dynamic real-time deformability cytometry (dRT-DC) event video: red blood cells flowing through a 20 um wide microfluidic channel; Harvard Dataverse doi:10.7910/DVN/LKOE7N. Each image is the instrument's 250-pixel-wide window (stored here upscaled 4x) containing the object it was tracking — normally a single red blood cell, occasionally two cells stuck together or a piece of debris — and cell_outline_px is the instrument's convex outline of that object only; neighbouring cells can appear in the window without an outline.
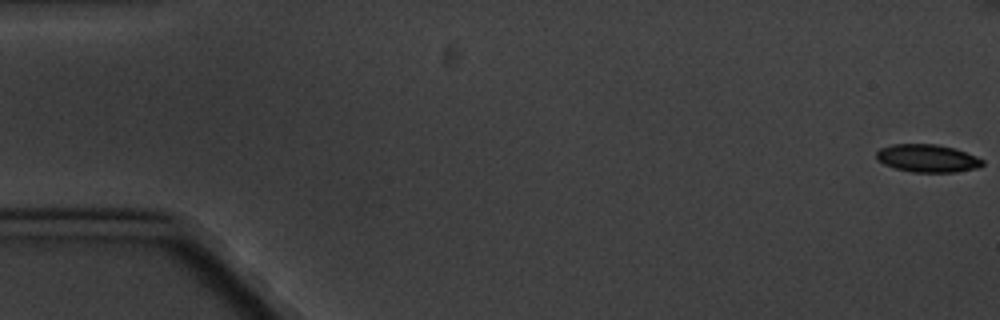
{"species": "common noctule bat (a hibernating species)", "species_latin": "Nyctalus noctula", "temperature_condition": "cold", "stored_images_in_passage": 5, "camera_frame_rate_fps": 3000, "um_per_image_px": 0.085, "animal": {"sex": "male", "body_mass_g": 20.1, "forearm_length_mm": 53.5}, "frame": {"image": 1, "passage_image": 1, "time_ms": 0.0, "image_size_px": [1000, 320], "cell_outline_px": [[984, 164], [980, 168], [956, 172], [912, 172], [896, 168], [884, 164], [876, 160], [876, 152], [880, 148], [892, 144], [936, 144], [956, 148], [976, 156], [984, 160]], "centroid_in_image_um": [78.86, 13.45], "position_along_channel_um": 6.1, "area_um2": 17.4}}
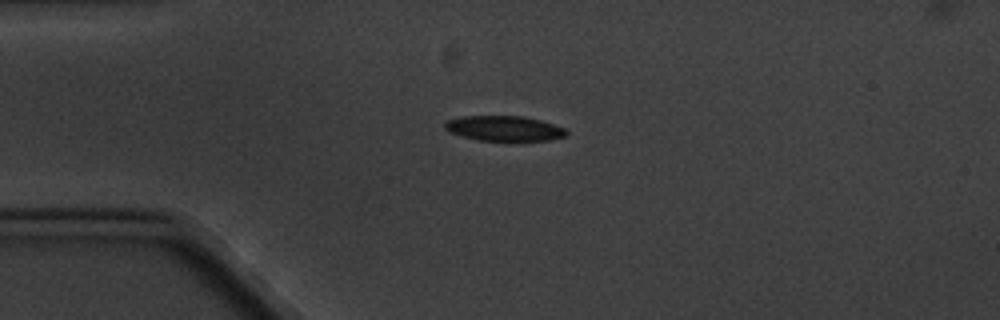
{"frame": {"image": 2, "passage_image": 5, "time_ms": 4.667, "image_size_px": [1000, 320], "cell_outline_px": [[568, 136], [548, 140], [480, 140], [448, 132], [444, 128], [444, 124], [448, 120], [464, 116], [524, 116], [540, 120], [564, 128], [568, 132]], "centroid_in_image_um": [42.87, 10.91], "position_along_channel_um": 42.1, "area_um2": 17.57}}